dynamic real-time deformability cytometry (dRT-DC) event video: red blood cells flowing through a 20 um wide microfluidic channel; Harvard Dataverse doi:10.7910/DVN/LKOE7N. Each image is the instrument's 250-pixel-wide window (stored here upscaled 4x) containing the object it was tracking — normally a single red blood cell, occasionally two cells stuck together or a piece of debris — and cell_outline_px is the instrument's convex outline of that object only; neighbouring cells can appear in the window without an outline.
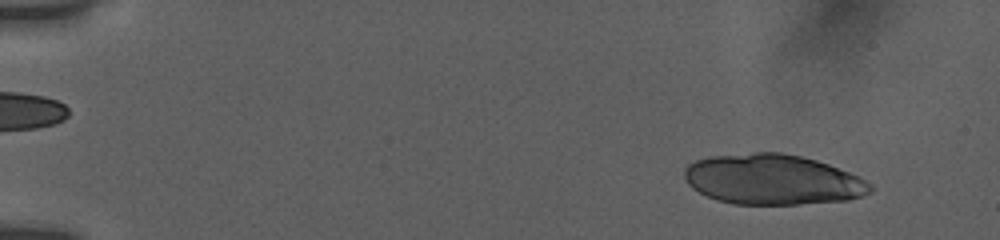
{"species": "human", "species_latin": "Homo sapiens", "temperature_condition": "room temperature", "stored_images_in_passage": 52, "camera_frame_rate_fps": 3000, "um_per_image_px": 0.085, "donor": {"sex": "female"}, "frame": {"image": 1, "passage_image": 4, "time_ms": 1.0, "image_size_px": [1000, 240], "cell_outline_px": [[872, 192], [848, 200], [796, 204], [732, 204], [716, 200], [692, 188], [688, 184], [684, 176], [684, 168], [688, 164], [696, 160], [708, 156], [756, 152], [780, 152], [800, 156], [816, 160], [828, 164], [860, 176], [872, 184]], "centroid_in_image_um": [65.67, 15.25], "position_along_channel_um": 19.3, "area_um2": 54.68}}
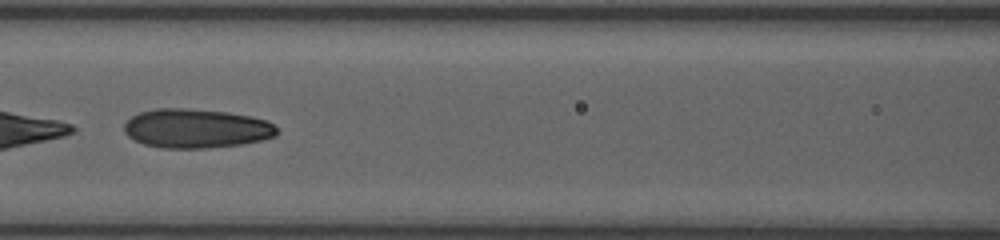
{"frame": {"image": 2, "passage_image": 25, "time_ms": 8.0, "image_size_px": [1000, 240], "cell_outline_px": [[280, 132], [276, 136], [244, 144], [204, 148], [160, 148], [144, 144], [128, 136], [124, 132], [124, 124], [132, 116], [140, 112], [156, 108], [188, 108], [228, 112], [252, 116], [268, 120]], "centroid_in_image_um": [16.7, 10.91], "position_along_channel_um": 149.9, "area_um2": 35.08}}
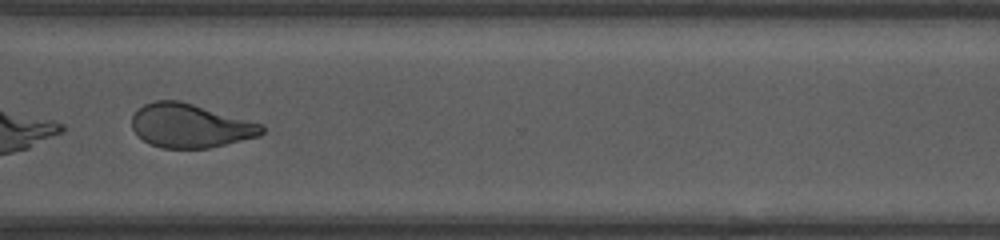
{"frame": {"image": 3, "passage_image": 41, "time_ms": 13.333, "image_size_px": [1000, 240], "cell_outline_px": [[264, 132], [260, 136], [208, 148], [160, 148], [144, 140], [132, 128], [132, 116], [144, 104], [156, 100], [180, 100], [264, 124]], "centroid_in_image_um": [16.2, 10.68], "position_along_channel_um": 354.4, "area_um2": 33.12}}